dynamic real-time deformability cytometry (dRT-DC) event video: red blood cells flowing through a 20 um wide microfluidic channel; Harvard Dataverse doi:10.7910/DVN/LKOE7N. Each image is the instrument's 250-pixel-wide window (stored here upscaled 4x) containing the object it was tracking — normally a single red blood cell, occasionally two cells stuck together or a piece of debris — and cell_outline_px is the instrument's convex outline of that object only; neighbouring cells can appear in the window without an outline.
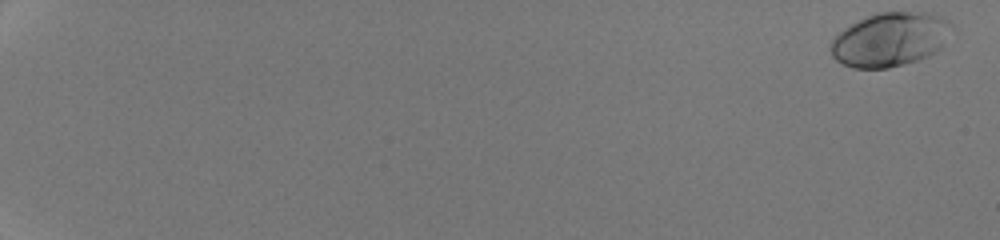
{"species": "human", "species_latin": "Homo sapiens", "temperature_condition": "room temperature", "stored_images_in_passage": 52, "camera_frame_rate_fps": 3000, "um_per_image_px": 0.085, "donor": {"sex": "male"}, "frame": {"image": 1, "passage_image": 1, "time_ms": 0.0, "image_size_px": [1000, 240], "cell_outline_px": [[952, 24], [944, 44], [936, 52], [928, 56], [904, 64], [888, 68], [852, 68], [836, 60], [832, 56], [828, 48], [832, 40], [844, 28], [868, 16], [880, 12], [924, 12], [940, 16], [948, 20]], "centroid_in_image_um": [75.64, 3.36], "position_along_channel_um": 9.4, "area_um2": 37.8}}
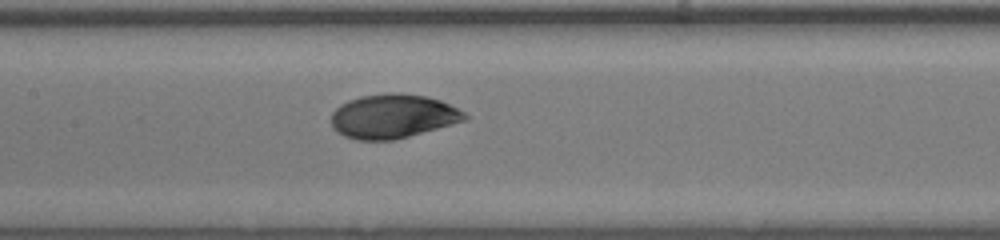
{"frame": {"image": 2, "passage_image": 30, "time_ms": 9.667, "image_size_px": [1000, 240], "cell_outline_px": [[468, 120], [408, 136], [392, 140], [356, 140], [344, 136], [332, 128], [332, 112], [340, 104], [348, 100], [360, 96], [388, 92], [400, 92], [424, 96], [440, 100], [464, 112], [468, 116]], "centroid_in_image_um": [33.38, 9.87], "position_along_channel_um": 174.0, "area_um2": 34.33}}
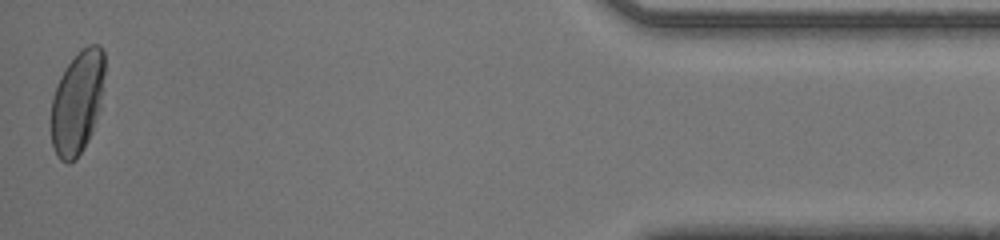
{"frame": {"image": 3, "passage_image": 52, "time_ms": 17.0, "image_size_px": [1000, 240], "cell_outline_px": [[104, 72], [100, 108], [92, 132], [84, 148], [68, 164], [60, 160], [52, 144], [52, 96], [60, 76], [68, 64], [80, 48], [88, 44], [100, 44], [104, 52]], "centroid_in_image_um": [6.58, 8.65], "position_along_channel_um": 428.6, "area_um2": 32.08}, "authors_computed_cell_mechanics": {"area_um2": 33.3795, "velocity_mm_per_s": 4.3008, "shape_relaxation_time_tau1_ms": 3.3344, "shape_relaxation_time_tau2_ms": null, "deformation_change_tau1": 0.1474, "deformation_change_tau2": null}}